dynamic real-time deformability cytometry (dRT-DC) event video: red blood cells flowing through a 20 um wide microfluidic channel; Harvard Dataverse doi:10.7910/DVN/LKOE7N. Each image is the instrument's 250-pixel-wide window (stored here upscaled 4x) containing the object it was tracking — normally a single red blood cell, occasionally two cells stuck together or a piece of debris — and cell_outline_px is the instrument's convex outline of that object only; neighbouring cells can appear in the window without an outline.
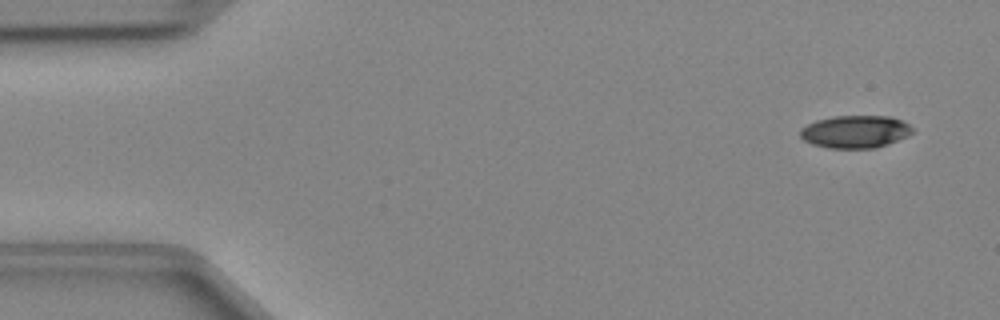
{"species": "Egyptian fruit bat (a non-hibernating species)", "species_latin": "Rousettus aegyptiacus", "temperature_condition": "cold", "stored_images_in_passage": 45, "camera_frame_rate_fps": 3000, "um_per_image_px": 0.085, "animal": {"sex": "female"}, "frame": {"image": 1, "passage_image": 1, "time_ms": 0.0, "image_size_px": [1000, 320], "cell_outline_px": [[912, 132], [908, 136], [888, 144], [876, 148], [828, 148], [812, 144], [804, 140], [800, 136], [800, 128], [816, 120], [832, 116], [892, 116], [908, 124], [912, 128]], "centroid_in_image_um": [72.68, 11.19], "position_along_channel_um": 12.3, "area_um2": 21.39}}
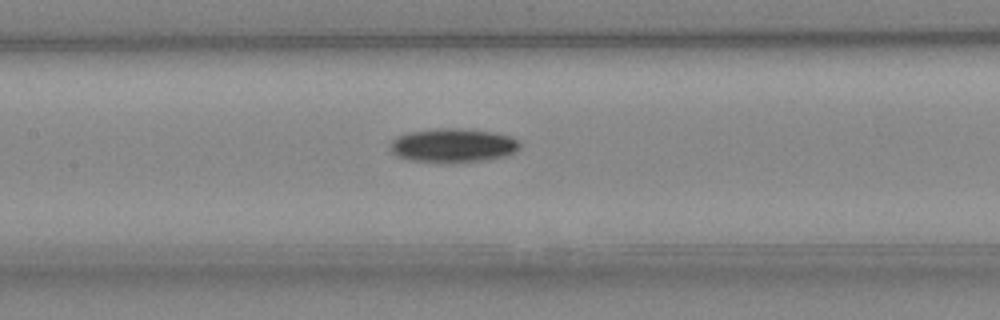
{"frame": {"image": 2, "passage_image": 20, "time_ms": 6.333, "image_size_px": [1000, 320], "cell_outline_px": [[520, 148], [504, 156], [488, 160], [408, 160], [396, 156], [388, 148], [392, 140], [396, 136], [408, 132], [432, 128], [460, 128], [492, 132], [508, 136], [516, 140], [520, 144]], "centroid_in_image_um": [38.44, 12.32], "position_along_channel_um": 169.0, "area_um2": 24.97}}
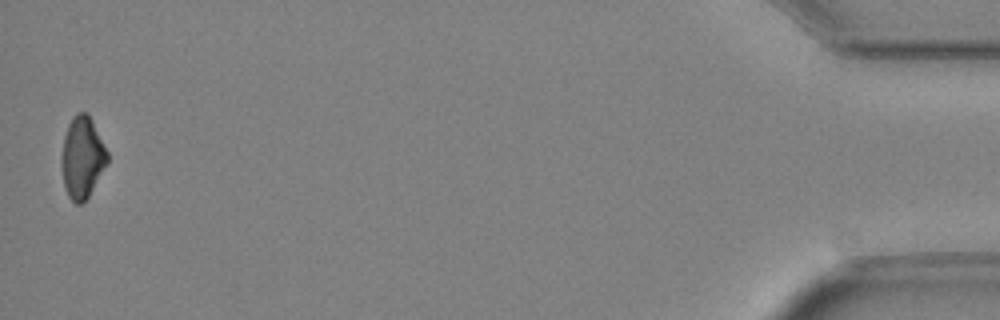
{"frame": {"image": 3, "passage_image": 45, "time_ms": 14.667, "image_size_px": [1000, 320], "cell_outline_px": [[108, 160], [88, 196], [80, 204], [76, 204], [68, 196], [64, 184], [60, 164], [64, 136], [68, 124], [72, 116], [76, 112], [88, 112], [108, 152]], "centroid_in_image_um": [6.97, 13.34], "position_along_channel_um": 428.2, "area_um2": 21.62}}